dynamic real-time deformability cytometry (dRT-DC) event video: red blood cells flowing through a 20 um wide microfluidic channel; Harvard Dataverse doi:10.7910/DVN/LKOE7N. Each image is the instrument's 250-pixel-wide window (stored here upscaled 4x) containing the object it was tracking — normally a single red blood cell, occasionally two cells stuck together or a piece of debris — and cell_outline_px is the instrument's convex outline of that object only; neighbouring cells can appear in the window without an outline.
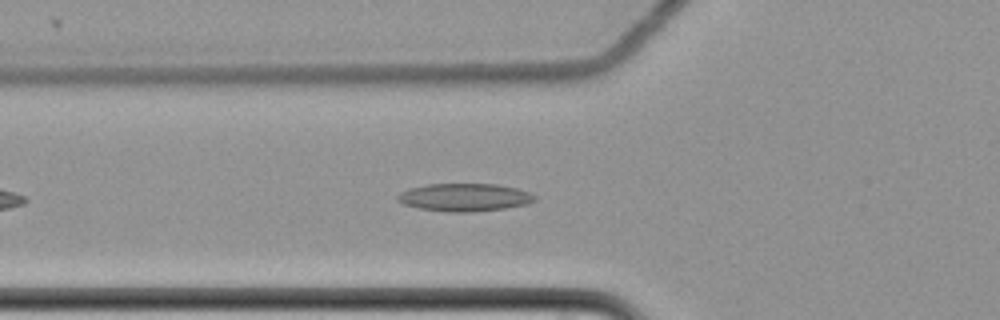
{"species": "common noctule bat (a hibernating species)", "species_latin": "Nyctalus noctula", "temperature_condition": "cold", "stored_images_in_passage": 46, "camera_frame_rate_fps": 3000, "um_per_image_px": 0.085, "animal": {"sex": "female", "body_mass_g": 22.7, "forearm_length_mm": 54.2}, "frame": {"image": 1, "passage_image": 8, "time_ms": 2.333, "image_size_px": [1000, 320], "cell_outline_px": [[536, 200], [528, 204], [504, 208], [472, 212], [448, 212], [420, 208], [404, 204], [396, 200], [396, 196], [400, 192], [408, 188], [428, 184], [496, 184], [516, 188], [528, 192], [536, 196]], "centroid_in_image_um": [39.47, 16.77], "position_along_channel_um": 86.3, "area_um2": 22.25}}
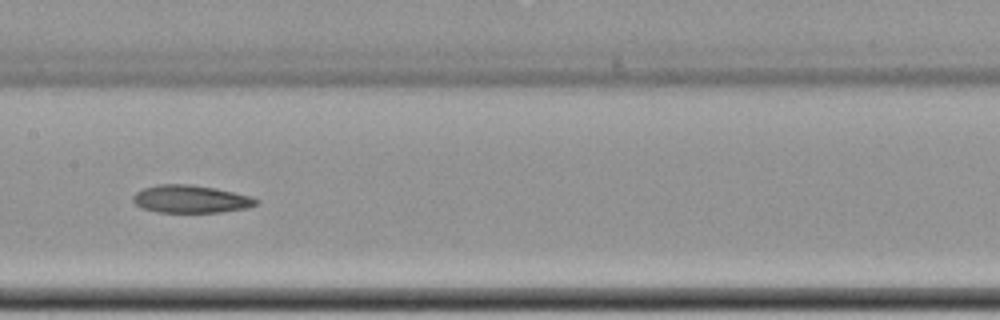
{"frame": {"image": 2, "passage_image": 17, "time_ms": 5.333, "image_size_px": [1000, 320], "cell_outline_px": [[260, 200], [256, 204], [248, 208], [220, 212], [160, 212], [140, 208], [132, 200], [132, 196], [136, 192], [144, 188], [156, 184], [188, 184], [216, 188], [252, 196]], "centroid_in_image_um": [16.21, 16.91], "position_along_channel_um": 191.2, "area_um2": 20.0}}
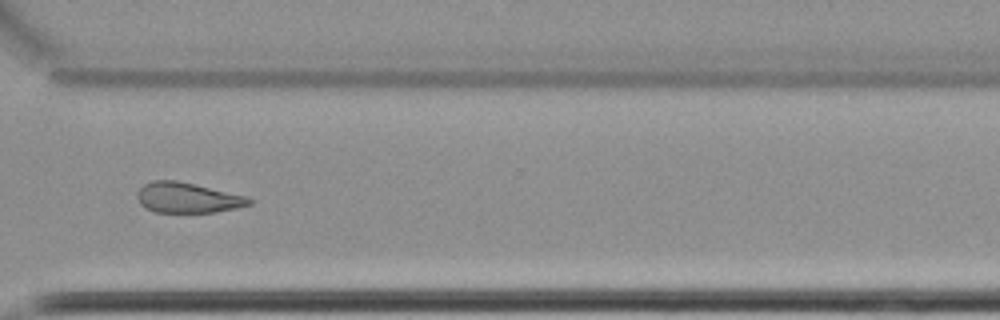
{"frame": {"image": 3, "passage_image": 31, "time_ms": 10.0, "image_size_px": [1000, 320], "cell_outline_px": [[252, 204], [236, 208], [216, 212], [156, 212], [144, 208], [140, 204], [136, 196], [136, 192], [144, 184], [152, 180], [176, 180], [248, 196], [252, 200]], "centroid_in_image_um": [15.92, 16.8], "position_along_channel_um": 354.7, "area_um2": 19.88}}